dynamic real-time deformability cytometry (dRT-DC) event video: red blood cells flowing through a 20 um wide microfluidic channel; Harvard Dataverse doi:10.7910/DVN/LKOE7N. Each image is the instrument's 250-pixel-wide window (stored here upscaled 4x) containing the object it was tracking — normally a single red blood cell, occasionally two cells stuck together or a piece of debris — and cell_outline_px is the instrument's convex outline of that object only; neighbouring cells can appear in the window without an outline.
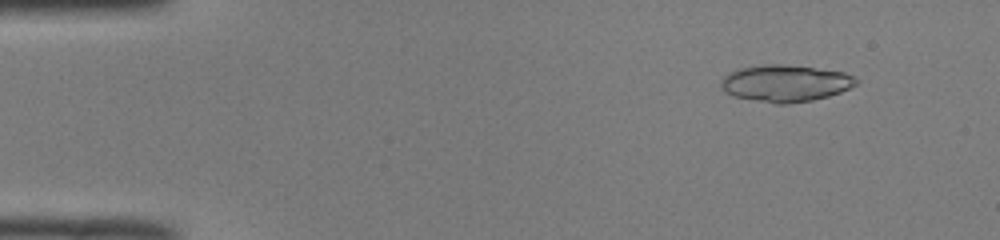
{"species": "common noctule bat (a hibernating species)", "species_latin": "Nyctalus noctula", "temperature_condition": "room temperature", "stored_images_in_passage": 50, "segment_of_instrument_passage": [1, 2], "camera_frame_rate_fps": 3000, "um_per_image_px": 0.085, "animal": {"sex": "male", "body_mass_g": 19.0, "forearm_length_mm": 50.8}, "frame": {"image": 1, "passage_image": 5, "time_ms": 1.333, "image_size_px": [1000, 240], "cell_outline_px": [[860, 80], [856, 84], [840, 92], [828, 96], [812, 100], [788, 104], [776, 104], [732, 96], [724, 92], [720, 88], [720, 80], [728, 72], [740, 68], [764, 64], [784, 64], [844, 72]], "centroid_in_image_um": [66.7, 7.08], "position_along_channel_um": 18.3, "area_um2": 29.13}}